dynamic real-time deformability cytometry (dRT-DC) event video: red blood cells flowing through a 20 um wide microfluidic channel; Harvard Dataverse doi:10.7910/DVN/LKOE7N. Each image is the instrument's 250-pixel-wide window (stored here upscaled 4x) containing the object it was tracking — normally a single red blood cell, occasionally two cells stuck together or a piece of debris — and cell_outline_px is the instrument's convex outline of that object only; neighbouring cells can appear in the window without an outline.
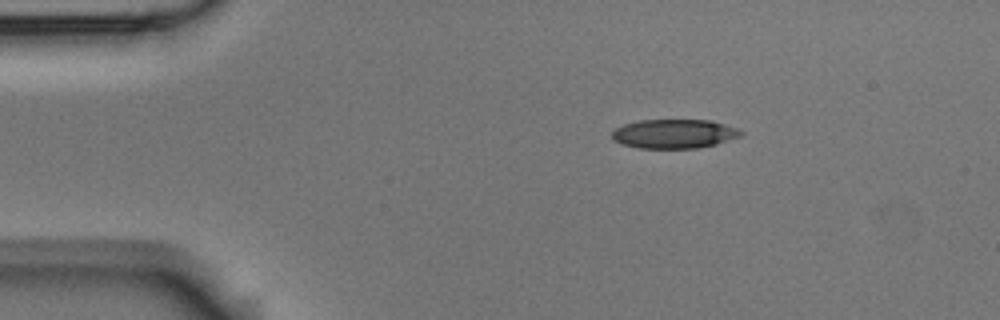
{"species": "Egyptian fruit bat (a non-hibernating species)", "species_latin": "Rousettus aegyptiacus", "temperature_condition": "room temperature", "stored_images_in_passage": 4, "camera_frame_rate_fps": 3000, "um_per_image_px": 0.085, "animal": {"sex": "male"}, "frame": {"image": 1, "passage_image": 1, "time_ms": 0.0, "image_size_px": [1000, 320], "cell_outline_px": [[744, 132], [740, 136], [716, 144], [700, 148], [640, 148], [624, 144], [612, 140], [612, 132], [616, 128], [624, 124], [640, 120], [712, 120], [736, 128]], "centroid_in_image_um": [57.3, 11.37], "position_along_channel_um": 27.7, "area_um2": 21.79}}
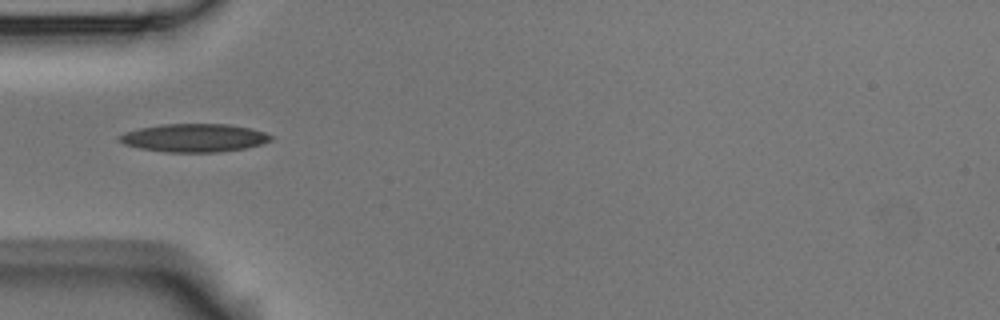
{"frame": {"image": 2, "passage_image": 3, "time_ms": 0.667, "image_size_px": [1000, 320], "cell_outline_px": [[272, 140], [260, 144], [244, 148], [216, 152], [168, 152], [140, 148], [124, 144], [116, 140], [120, 136], [128, 132], [140, 128], [160, 124], [228, 124], [252, 128], [264, 132], [272, 136]], "centroid_in_image_um": [16.52, 11.71], "position_along_channel_um": 68.5, "area_um2": 24.68}}
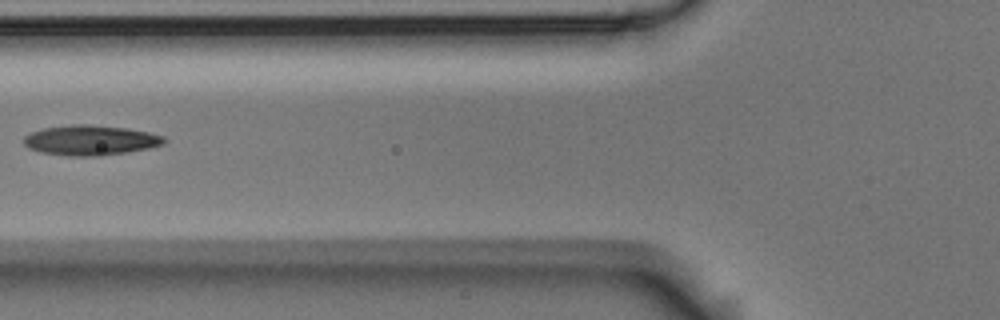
{"frame": {"image": 3, "passage_image": 4, "time_ms": 1.0, "image_size_px": [1000, 320], "cell_outline_px": [[164, 144], [148, 148], [128, 152], [100, 156], [68, 156], [40, 152], [28, 148], [24, 144], [24, 136], [32, 132], [44, 128], [72, 124], [88, 124], [128, 128], [148, 132], [164, 136]], "centroid_in_image_um": [7.68, 11.92], "position_along_channel_um": 118.1, "area_um2": 24.62}}